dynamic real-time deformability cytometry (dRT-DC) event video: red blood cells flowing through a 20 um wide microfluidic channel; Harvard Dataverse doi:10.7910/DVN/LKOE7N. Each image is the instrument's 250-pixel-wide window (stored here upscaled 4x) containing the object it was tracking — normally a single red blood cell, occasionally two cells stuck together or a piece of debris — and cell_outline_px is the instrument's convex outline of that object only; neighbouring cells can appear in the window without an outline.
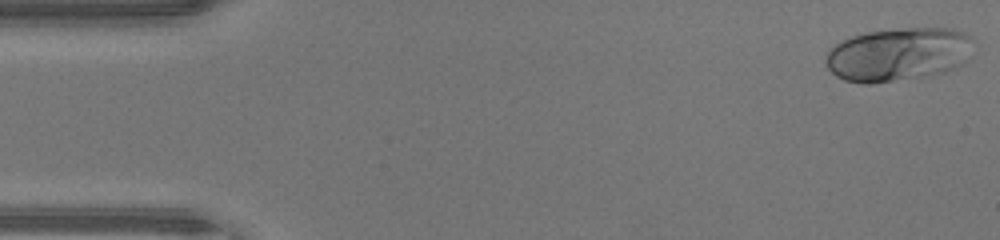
{"species": "human", "species_latin": "Homo sapiens", "temperature_condition": "warm", "stored_images_in_passage": 46, "camera_frame_rate_fps": 3000, "um_per_image_px": 0.085, "donor": {"sex": "male"}, "frame": {"image": 1, "passage_image": 1, "time_ms": 0.0, "image_size_px": [1000, 240], "cell_outline_px": [[972, 40], [964, 64], [956, 68], [944, 72], [928, 76], [872, 84], [860, 84], [844, 80], [836, 76], [828, 68], [824, 60], [828, 52], [836, 44], [852, 36], [868, 32], [904, 28], [952, 28], [964, 32], [972, 36]], "centroid_in_image_um": [76.35, 4.64], "position_along_channel_um": 8.7, "area_um2": 46.07}}
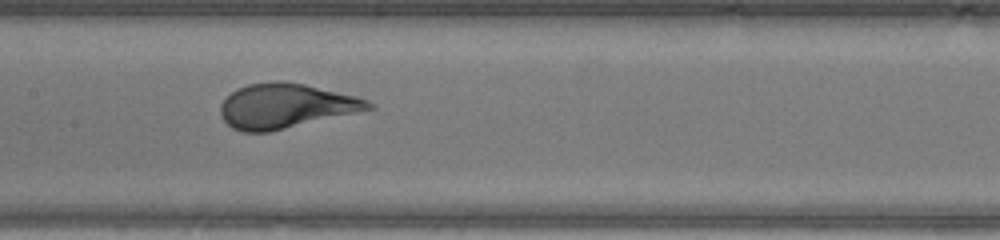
{"frame": {"image": 2, "passage_image": 22, "time_ms": 7.0, "image_size_px": [1000, 240], "cell_outline_px": [[376, 108], [268, 132], [244, 132], [232, 128], [220, 116], [220, 104], [232, 92], [248, 84], [276, 80], [280, 80], [304, 84], [356, 96], [368, 100], [376, 104]], "centroid_in_image_um": [24.29, 9.0], "position_along_channel_um": 183.1, "area_um2": 38.38}}
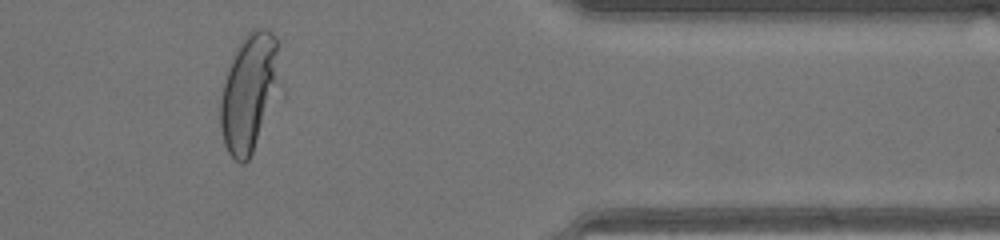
{"frame": {"image": 3, "passage_image": 38, "time_ms": 12.333, "image_size_px": [1000, 240], "cell_outline_px": [[284, 100], [248, 160], [244, 164], [240, 164], [228, 152], [224, 144], [220, 124], [220, 100], [224, 80], [232, 52], [244, 36], [252, 28], [268, 28], [276, 36], [284, 84]], "centroid_in_image_um": [21.32, 7.88], "position_along_channel_um": 390.1, "area_um2": 44.45}, "authors_computed_cell_mechanics": {"area_um2": 39.8242, "velocity_mm_per_s": 4.3843, "shape_relaxation_time_tau1_ms": 3.0597, "shape_relaxation_time_tau2_ms": null, "deformation_change_tau1": 0.2109, "deformation_change_tau2": null}}